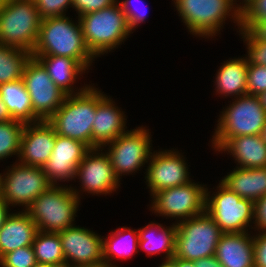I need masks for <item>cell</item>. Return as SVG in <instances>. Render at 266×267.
Wrapping results in <instances>:
<instances>
[{"label": "cell", "mask_w": 266, "mask_h": 267, "mask_svg": "<svg viewBox=\"0 0 266 267\" xmlns=\"http://www.w3.org/2000/svg\"><path fill=\"white\" fill-rule=\"evenodd\" d=\"M80 201L72 192L71 185H52L35 198L25 211L38 231L58 233L75 225Z\"/></svg>", "instance_id": "5b68a950"}, {"label": "cell", "mask_w": 266, "mask_h": 267, "mask_svg": "<svg viewBox=\"0 0 266 267\" xmlns=\"http://www.w3.org/2000/svg\"><path fill=\"white\" fill-rule=\"evenodd\" d=\"M11 208L7 202L0 196V229L3 226L6 218L11 214Z\"/></svg>", "instance_id": "7bdbcfd3"}, {"label": "cell", "mask_w": 266, "mask_h": 267, "mask_svg": "<svg viewBox=\"0 0 266 267\" xmlns=\"http://www.w3.org/2000/svg\"><path fill=\"white\" fill-rule=\"evenodd\" d=\"M77 19L80 21L85 43L96 58L118 48L133 33L118 2Z\"/></svg>", "instance_id": "277c9868"}, {"label": "cell", "mask_w": 266, "mask_h": 267, "mask_svg": "<svg viewBox=\"0 0 266 267\" xmlns=\"http://www.w3.org/2000/svg\"><path fill=\"white\" fill-rule=\"evenodd\" d=\"M180 20L191 35L213 38L231 19L241 29V13L232 0H172ZM230 16V17H229Z\"/></svg>", "instance_id": "3957f363"}, {"label": "cell", "mask_w": 266, "mask_h": 267, "mask_svg": "<svg viewBox=\"0 0 266 267\" xmlns=\"http://www.w3.org/2000/svg\"><path fill=\"white\" fill-rule=\"evenodd\" d=\"M186 157L177 149L153 151L145 168L146 185L150 197L165 189L177 187L190 182Z\"/></svg>", "instance_id": "9a60e30c"}, {"label": "cell", "mask_w": 266, "mask_h": 267, "mask_svg": "<svg viewBox=\"0 0 266 267\" xmlns=\"http://www.w3.org/2000/svg\"><path fill=\"white\" fill-rule=\"evenodd\" d=\"M222 234L220 227L206 211L178 222L174 257L194 261L213 256Z\"/></svg>", "instance_id": "9c48e42d"}, {"label": "cell", "mask_w": 266, "mask_h": 267, "mask_svg": "<svg viewBox=\"0 0 266 267\" xmlns=\"http://www.w3.org/2000/svg\"><path fill=\"white\" fill-rule=\"evenodd\" d=\"M41 21L33 0H7L0 10V44L32 53Z\"/></svg>", "instance_id": "52a82bcc"}, {"label": "cell", "mask_w": 266, "mask_h": 267, "mask_svg": "<svg viewBox=\"0 0 266 267\" xmlns=\"http://www.w3.org/2000/svg\"><path fill=\"white\" fill-rule=\"evenodd\" d=\"M171 260L177 265V267H196L194 261L184 260L174 256Z\"/></svg>", "instance_id": "bcb514c9"}, {"label": "cell", "mask_w": 266, "mask_h": 267, "mask_svg": "<svg viewBox=\"0 0 266 267\" xmlns=\"http://www.w3.org/2000/svg\"><path fill=\"white\" fill-rule=\"evenodd\" d=\"M9 120H13L10 113L8 112L7 106L2 101L0 96V122H6Z\"/></svg>", "instance_id": "ee69618b"}, {"label": "cell", "mask_w": 266, "mask_h": 267, "mask_svg": "<svg viewBox=\"0 0 266 267\" xmlns=\"http://www.w3.org/2000/svg\"><path fill=\"white\" fill-rule=\"evenodd\" d=\"M58 233L65 260L73 266L104 263L103 237L95 231L74 225Z\"/></svg>", "instance_id": "2e32d148"}, {"label": "cell", "mask_w": 266, "mask_h": 267, "mask_svg": "<svg viewBox=\"0 0 266 267\" xmlns=\"http://www.w3.org/2000/svg\"><path fill=\"white\" fill-rule=\"evenodd\" d=\"M220 182L241 198L256 202L266 195V167L238 168L228 172Z\"/></svg>", "instance_id": "cb8c5ba5"}, {"label": "cell", "mask_w": 266, "mask_h": 267, "mask_svg": "<svg viewBox=\"0 0 266 267\" xmlns=\"http://www.w3.org/2000/svg\"><path fill=\"white\" fill-rule=\"evenodd\" d=\"M262 138L265 140V142H266V126L264 127V129H263V132H262Z\"/></svg>", "instance_id": "f5cc1de1"}, {"label": "cell", "mask_w": 266, "mask_h": 267, "mask_svg": "<svg viewBox=\"0 0 266 267\" xmlns=\"http://www.w3.org/2000/svg\"><path fill=\"white\" fill-rule=\"evenodd\" d=\"M257 98L262 105L263 109L266 111V91L261 92L257 95Z\"/></svg>", "instance_id": "7dc6e473"}, {"label": "cell", "mask_w": 266, "mask_h": 267, "mask_svg": "<svg viewBox=\"0 0 266 267\" xmlns=\"http://www.w3.org/2000/svg\"><path fill=\"white\" fill-rule=\"evenodd\" d=\"M193 181L153 194L150 211L156 216L173 218L176 224L202 214L205 211L207 185Z\"/></svg>", "instance_id": "7c38bea8"}, {"label": "cell", "mask_w": 266, "mask_h": 267, "mask_svg": "<svg viewBox=\"0 0 266 267\" xmlns=\"http://www.w3.org/2000/svg\"><path fill=\"white\" fill-rule=\"evenodd\" d=\"M7 0H0V10L5 6Z\"/></svg>", "instance_id": "db71d44e"}, {"label": "cell", "mask_w": 266, "mask_h": 267, "mask_svg": "<svg viewBox=\"0 0 266 267\" xmlns=\"http://www.w3.org/2000/svg\"><path fill=\"white\" fill-rule=\"evenodd\" d=\"M218 152L230 154L238 168L266 167V142L262 135L230 138Z\"/></svg>", "instance_id": "603a6c76"}, {"label": "cell", "mask_w": 266, "mask_h": 267, "mask_svg": "<svg viewBox=\"0 0 266 267\" xmlns=\"http://www.w3.org/2000/svg\"><path fill=\"white\" fill-rule=\"evenodd\" d=\"M75 178L79 179L81 183L79 189H82L71 187V190L79 199L82 198L80 197L82 192L95 196L102 194L106 196L121 186L105 148L90 149L78 165ZM80 191L81 193H79Z\"/></svg>", "instance_id": "5bb4252c"}, {"label": "cell", "mask_w": 266, "mask_h": 267, "mask_svg": "<svg viewBox=\"0 0 266 267\" xmlns=\"http://www.w3.org/2000/svg\"><path fill=\"white\" fill-rule=\"evenodd\" d=\"M0 96L13 120L35 123L30 95L22 79L0 84Z\"/></svg>", "instance_id": "83f0119b"}, {"label": "cell", "mask_w": 266, "mask_h": 267, "mask_svg": "<svg viewBox=\"0 0 266 267\" xmlns=\"http://www.w3.org/2000/svg\"><path fill=\"white\" fill-rule=\"evenodd\" d=\"M254 1L255 0H232V3L240 11V13H243ZM237 2L240 3L237 4Z\"/></svg>", "instance_id": "f6af8a7d"}, {"label": "cell", "mask_w": 266, "mask_h": 267, "mask_svg": "<svg viewBox=\"0 0 266 267\" xmlns=\"http://www.w3.org/2000/svg\"><path fill=\"white\" fill-rule=\"evenodd\" d=\"M32 57L44 66L53 82L67 95L81 93L89 86L85 84L80 87L81 89L73 86L87 71L77 60L52 55H32Z\"/></svg>", "instance_id": "7402d4cb"}, {"label": "cell", "mask_w": 266, "mask_h": 267, "mask_svg": "<svg viewBox=\"0 0 266 267\" xmlns=\"http://www.w3.org/2000/svg\"><path fill=\"white\" fill-rule=\"evenodd\" d=\"M24 123L17 120L0 122V160L19 157Z\"/></svg>", "instance_id": "4dcf8cb0"}, {"label": "cell", "mask_w": 266, "mask_h": 267, "mask_svg": "<svg viewBox=\"0 0 266 267\" xmlns=\"http://www.w3.org/2000/svg\"><path fill=\"white\" fill-rule=\"evenodd\" d=\"M22 80L30 95L34 117L38 121L48 120L67 96L36 58L31 57L26 63Z\"/></svg>", "instance_id": "4fadbf2b"}, {"label": "cell", "mask_w": 266, "mask_h": 267, "mask_svg": "<svg viewBox=\"0 0 266 267\" xmlns=\"http://www.w3.org/2000/svg\"><path fill=\"white\" fill-rule=\"evenodd\" d=\"M245 29L256 39L266 41V20H253Z\"/></svg>", "instance_id": "60d3db41"}, {"label": "cell", "mask_w": 266, "mask_h": 267, "mask_svg": "<svg viewBox=\"0 0 266 267\" xmlns=\"http://www.w3.org/2000/svg\"><path fill=\"white\" fill-rule=\"evenodd\" d=\"M118 0H72V8L78 17L95 12L117 3Z\"/></svg>", "instance_id": "8d00e7d4"}, {"label": "cell", "mask_w": 266, "mask_h": 267, "mask_svg": "<svg viewBox=\"0 0 266 267\" xmlns=\"http://www.w3.org/2000/svg\"><path fill=\"white\" fill-rule=\"evenodd\" d=\"M266 91V66L248 64L247 94L258 95Z\"/></svg>", "instance_id": "836d02e7"}, {"label": "cell", "mask_w": 266, "mask_h": 267, "mask_svg": "<svg viewBox=\"0 0 266 267\" xmlns=\"http://www.w3.org/2000/svg\"><path fill=\"white\" fill-rule=\"evenodd\" d=\"M221 64L213 81L216 94L225 98H237L247 94L248 61L246 56L230 58Z\"/></svg>", "instance_id": "d4e9b609"}, {"label": "cell", "mask_w": 266, "mask_h": 267, "mask_svg": "<svg viewBox=\"0 0 266 267\" xmlns=\"http://www.w3.org/2000/svg\"><path fill=\"white\" fill-rule=\"evenodd\" d=\"M37 226L26 211L11 212L0 229V258L18 248L32 246Z\"/></svg>", "instance_id": "44dd1931"}, {"label": "cell", "mask_w": 266, "mask_h": 267, "mask_svg": "<svg viewBox=\"0 0 266 267\" xmlns=\"http://www.w3.org/2000/svg\"><path fill=\"white\" fill-rule=\"evenodd\" d=\"M232 100L217 119L211 140L215 152L230 138L261 135L266 126V111L256 95L244 94Z\"/></svg>", "instance_id": "7a4b0ae2"}, {"label": "cell", "mask_w": 266, "mask_h": 267, "mask_svg": "<svg viewBox=\"0 0 266 267\" xmlns=\"http://www.w3.org/2000/svg\"><path fill=\"white\" fill-rule=\"evenodd\" d=\"M134 1L138 2L140 4V6L142 4L144 6V8L139 9L136 6L134 7L133 6ZM117 2L119 3L123 13L126 15V19H127L129 28L132 32L134 30H136L138 25L145 22L147 14H148L147 13L148 9L146 10L145 5L143 4L144 1H142V0H120L119 1L118 0Z\"/></svg>", "instance_id": "d590c367"}, {"label": "cell", "mask_w": 266, "mask_h": 267, "mask_svg": "<svg viewBox=\"0 0 266 267\" xmlns=\"http://www.w3.org/2000/svg\"><path fill=\"white\" fill-rule=\"evenodd\" d=\"M239 32L247 49L248 64L266 66V41L256 39L247 29L241 28Z\"/></svg>", "instance_id": "1f68e13d"}, {"label": "cell", "mask_w": 266, "mask_h": 267, "mask_svg": "<svg viewBox=\"0 0 266 267\" xmlns=\"http://www.w3.org/2000/svg\"><path fill=\"white\" fill-rule=\"evenodd\" d=\"M253 20H266V0H255L241 13V28H246Z\"/></svg>", "instance_id": "74e56055"}, {"label": "cell", "mask_w": 266, "mask_h": 267, "mask_svg": "<svg viewBox=\"0 0 266 267\" xmlns=\"http://www.w3.org/2000/svg\"><path fill=\"white\" fill-rule=\"evenodd\" d=\"M251 232L221 235L215 256L223 267H254V235Z\"/></svg>", "instance_id": "ffe728a7"}, {"label": "cell", "mask_w": 266, "mask_h": 267, "mask_svg": "<svg viewBox=\"0 0 266 267\" xmlns=\"http://www.w3.org/2000/svg\"><path fill=\"white\" fill-rule=\"evenodd\" d=\"M96 115V87L67 95L60 108L47 120L57 135L69 137L92 149V127Z\"/></svg>", "instance_id": "8992f818"}, {"label": "cell", "mask_w": 266, "mask_h": 267, "mask_svg": "<svg viewBox=\"0 0 266 267\" xmlns=\"http://www.w3.org/2000/svg\"><path fill=\"white\" fill-rule=\"evenodd\" d=\"M74 267H106V265L104 263H101V264H97V265H78V266H74Z\"/></svg>", "instance_id": "f907efd6"}, {"label": "cell", "mask_w": 266, "mask_h": 267, "mask_svg": "<svg viewBox=\"0 0 266 267\" xmlns=\"http://www.w3.org/2000/svg\"><path fill=\"white\" fill-rule=\"evenodd\" d=\"M216 187L215 192L211 194L206 186L205 211L220 230L223 233H242L249 232L250 227L253 229L255 202L241 198L220 181Z\"/></svg>", "instance_id": "ba28073f"}, {"label": "cell", "mask_w": 266, "mask_h": 267, "mask_svg": "<svg viewBox=\"0 0 266 267\" xmlns=\"http://www.w3.org/2000/svg\"><path fill=\"white\" fill-rule=\"evenodd\" d=\"M111 98L96 88V115L92 127V149L102 148L127 131V117Z\"/></svg>", "instance_id": "d6986e66"}, {"label": "cell", "mask_w": 266, "mask_h": 267, "mask_svg": "<svg viewBox=\"0 0 266 267\" xmlns=\"http://www.w3.org/2000/svg\"><path fill=\"white\" fill-rule=\"evenodd\" d=\"M102 237H104L102 238L103 258L106 266L117 267L116 260L131 259L136 253H139L138 229L123 226L112 231L111 234L109 233L106 238Z\"/></svg>", "instance_id": "4316f807"}, {"label": "cell", "mask_w": 266, "mask_h": 267, "mask_svg": "<svg viewBox=\"0 0 266 267\" xmlns=\"http://www.w3.org/2000/svg\"><path fill=\"white\" fill-rule=\"evenodd\" d=\"M255 234L253 244L254 267H266V231L255 232Z\"/></svg>", "instance_id": "f35d334b"}, {"label": "cell", "mask_w": 266, "mask_h": 267, "mask_svg": "<svg viewBox=\"0 0 266 267\" xmlns=\"http://www.w3.org/2000/svg\"><path fill=\"white\" fill-rule=\"evenodd\" d=\"M0 173V196L11 207L21 206L25 211L35 198L53 184L42 167L29 166L17 160Z\"/></svg>", "instance_id": "30bf717a"}, {"label": "cell", "mask_w": 266, "mask_h": 267, "mask_svg": "<svg viewBox=\"0 0 266 267\" xmlns=\"http://www.w3.org/2000/svg\"><path fill=\"white\" fill-rule=\"evenodd\" d=\"M36 264L32 246L18 248L0 258V267H33Z\"/></svg>", "instance_id": "d6a6232c"}, {"label": "cell", "mask_w": 266, "mask_h": 267, "mask_svg": "<svg viewBox=\"0 0 266 267\" xmlns=\"http://www.w3.org/2000/svg\"><path fill=\"white\" fill-rule=\"evenodd\" d=\"M158 267H177V265L170 259V260H163Z\"/></svg>", "instance_id": "c3c4849f"}, {"label": "cell", "mask_w": 266, "mask_h": 267, "mask_svg": "<svg viewBox=\"0 0 266 267\" xmlns=\"http://www.w3.org/2000/svg\"><path fill=\"white\" fill-rule=\"evenodd\" d=\"M33 267H52V265L51 264H45V263L36 262V264Z\"/></svg>", "instance_id": "816d5d0a"}, {"label": "cell", "mask_w": 266, "mask_h": 267, "mask_svg": "<svg viewBox=\"0 0 266 267\" xmlns=\"http://www.w3.org/2000/svg\"><path fill=\"white\" fill-rule=\"evenodd\" d=\"M52 267H74V266L71 263L64 261L61 263L54 264L52 265Z\"/></svg>", "instance_id": "681fc988"}, {"label": "cell", "mask_w": 266, "mask_h": 267, "mask_svg": "<svg viewBox=\"0 0 266 267\" xmlns=\"http://www.w3.org/2000/svg\"><path fill=\"white\" fill-rule=\"evenodd\" d=\"M69 18L66 15L43 18L32 55L69 57L89 70L96 57L85 43L79 19L76 22Z\"/></svg>", "instance_id": "6da1fadb"}, {"label": "cell", "mask_w": 266, "mask_h": 267, "mask_svg": "<svg viewBox=\"0 0 266 267\" xmlns=\"http://www.w3.org/2000/svg\"><path fill=\"white\" fill-rule=\"evenodd\" d=\"M32 53L0 44V84L22 79L26 63Z\"/></svg>", "instance_id": "f1b7e54d"}, {"label": "cell", "mask_w": 266, "mask_h": 267, "mask_svg": "<svg viewBox=\"0 0 266 267\" xmlns=\"http://www.w3.org/2000/svg\"><path fill=\"white\" fill-rule=\"evenodd\" d=\"M151 138L149 129L141 126L127 130L102 147L108 146L105 151L119 181L121 176L134 174L142 167H147L144 165L148 164L153 151Z\"/></svg>", "instance_id": "8fae6325"}, {"label": "cell", "mask_w": 266, "mask_h": 267, "mask_svg": "<svg viewBox=\"0 0 266 267\" xmlns=\"http://www.w3.org/2000/svg\"><path fill=\"white\" fill-rule=\"evenodd\" d=\"M32 248L36 262L54 265L66 261L59 233L38 231Z\"/></svg>", "instance_id": "f546056e"}, {"label": "cell", "mask_w": 266, "mask_h": 267, "mask_svg": "<svg viewBox=\"0 0 266 267\" xmlns=\"http://www.w3.org/2000/svg\"><path fill=\"white\" fill-rule=\"evenodd\" d=\"M196 267H223L215 255L194 260Z\"/></svg>", "instance_id": "b9f144b4"}, {"label": "cell", "mask_w": 266, "mask_h": 267, "mask_svg": "<svg viewBox=\"0 0 266 267\" xmlns=\"http://www.w3.org/2000/svg\"><path fill=\"white\" fill-rule=\"evenodd\" d=\"M90 148L81 141L56 134V142L52 154L42 167L53 185L60 182L75 181L78 165Z\"/></svg>", "instance_id": "e0dca14e"}, {"label": "cell", "mask_w": 266, "mask_h": 267, "mask_svg": "<svg viewBox=\"0 0 266 267\" xmlns=\"http://www.w3.org/2000/svg\"><path fill=\"white\" fill-rule=\"evenodd\" d=\"M253 230H257L258 232L266 231V195L255 202V220Z\"/></svg>", "instance_id": "ab89813d"}, {"label": "cell", "mask_w": 266, "mask_h": 267, "mask_svg": "<svg viewBox=\"0 0 266 267\" xmlns=\"http://www.w3.org/2000/svg\"><path fill=\"white\" fill-rule=\"evenodd\" d=\"M55 142L56 132L47 120L25 124L18 162L43 167L52 154Z\"/></svg>", "instance_id": "ac0fdd59"}, {"label": "cell", "mask_w": 266, "mask_h": 267, "mask_svg": "<svg viewBox=\"0 0 266 267\" xmlns=\"http://www.w3.org/2000/svg\"><path fill=\"white\" fill-rule=\"evenodd\" d=\"M39 11L40 17L65 16L69 7H72V0H33Z\"/></svg>", "instance_id": "e575fe53"}, {"label": "cell", "mask_w": 266, "mask_h": 267, "mask_svg": "<svg viewBox=\"0 0 266 267\" xmlns=\"http://www.w3.org/2000/svg\"><path fill=\"white\" fill-rule=\"evenodd\" d=\"M139 245L150 257L163 253L164 260H170L175 252L176 223L164 226L151 221L145 227L138 228Z\"/></svg>", "instance_id": "484cf974"}]
</instances>
